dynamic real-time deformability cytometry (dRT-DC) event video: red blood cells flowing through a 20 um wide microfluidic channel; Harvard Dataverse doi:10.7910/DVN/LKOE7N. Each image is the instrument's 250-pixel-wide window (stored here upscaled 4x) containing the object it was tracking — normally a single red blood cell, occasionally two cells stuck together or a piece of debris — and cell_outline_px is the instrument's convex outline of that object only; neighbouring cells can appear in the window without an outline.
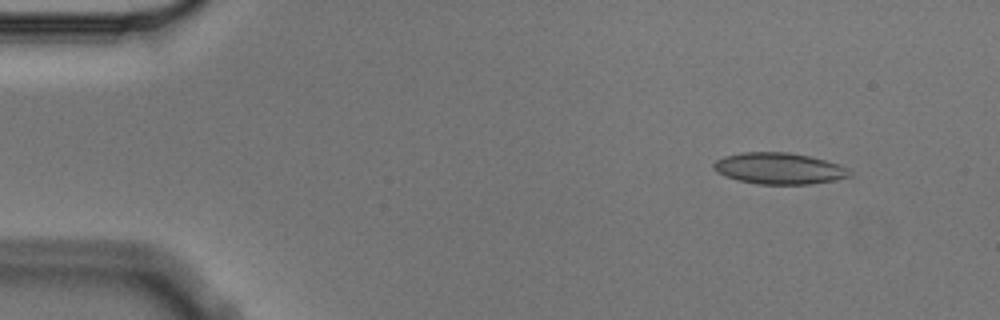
{"species": "Egyptian fruit bat (a non-hibernating species)", "species_latin": "Rousettus aegyptiacus", "temperature_condition": "cold", "stored_images_in_passage": 7, "camera_frame_rate_fps": 3000, "um_per_image_px": 0.085, "animal": {"sex": "male"}, "frame": {"image": 1, "passage_image": 2, "time_ms": 0.333, "image_size_px": [1000, 320], "cell_outline_px": [[852, 176], [836, 180], [812, 184], [756, 184], [736, 180], [716, 172], [712, 168], [712, 164], [716, 160], [724, 156], [744, 152], [788, 152], [808, 156], [840, 164], [848, 168], [852, 172]], "centroid_in_image_um": [66.23, 14.32], "position_along_channel_um": 18.8, "area_um2": 25.09}}
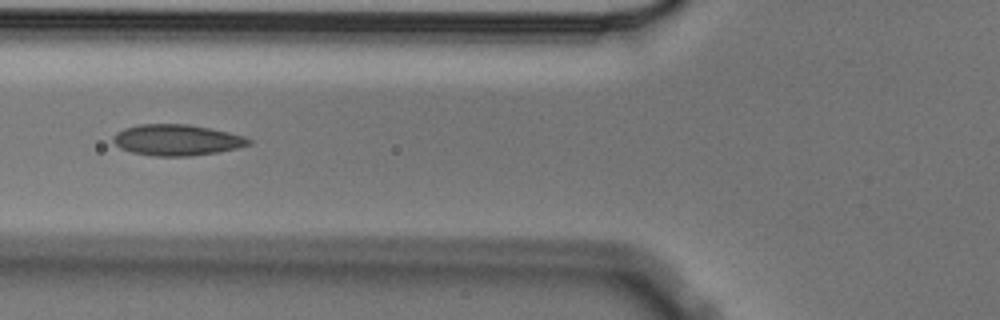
{"frame": {"image": 2, "passage_image": 6, "time_ms": 1.667, "image_size_px": [1000, 320], "cell_outline_px": [[252, 144], [236, 148], [216, 152], [188, 156], [156, 156], [132, 152], [120, 148], [112, 140], [112, 136], [116, 132], [124, 128], [140, 124], [188, 124], [228, 132], [244, 136], [252, 140]], "centroid_in_image_um": [15.01, 11.89], "position_along_channel_um": 110.8, "area_um2": 24.39}}
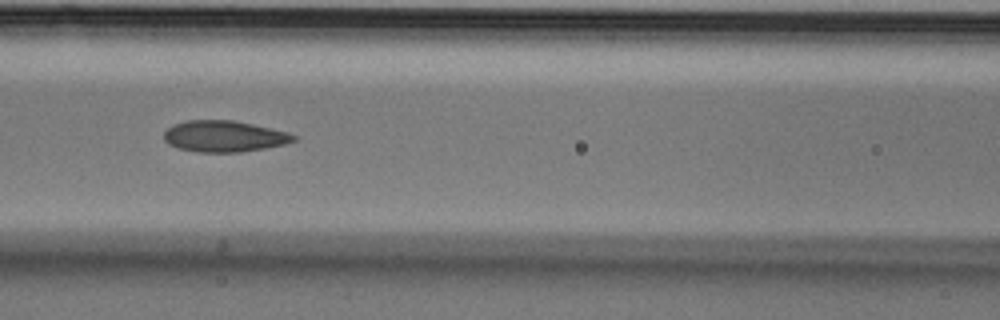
{"frame": {"image": 3, "passage_image": 7, "time_ms": 2.0, "image_size_px": [1000, 320], "cell_outline_px": [[296, 140], [284, 144], [264, 148], [240, 152], [196, 152], [176, 148], [168, 144], [164, 140], [164, 132], [172, 124], [184, 120], [232, 120], [252, 124], [288, 132], [296, 136]], "centroid_in_image_um": [19.0, 11.58], "position_along_channel_um": 147.6, "area_um2": 23.7}}